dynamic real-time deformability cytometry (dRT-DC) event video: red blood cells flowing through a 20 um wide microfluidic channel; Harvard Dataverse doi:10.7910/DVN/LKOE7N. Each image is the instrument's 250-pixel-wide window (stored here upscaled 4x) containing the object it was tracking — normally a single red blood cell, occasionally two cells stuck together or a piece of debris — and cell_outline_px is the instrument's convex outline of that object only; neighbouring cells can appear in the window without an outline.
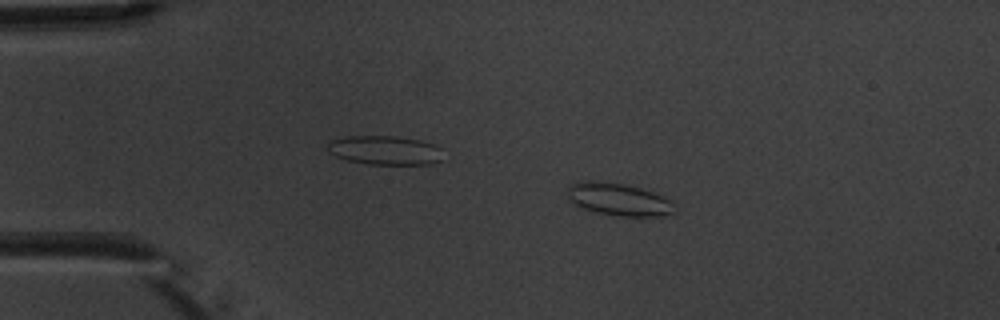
{"species": "common noctule bat (a hibernating species)", "species_latin": "Nyctalus noctula", "temperature_condition": "warm", "stored_images_in_passage": 4, "camera_frame_rate_fps": 3000, "um_per_image_px": 0.085, "animal": {"sex": "male", "body_mass_g": 20.1, "forearm_length_mm": 53.5}, "frame": {"image": 1, "passage_image": 3, "time_ms": 2.333, "image_size_px": [1000, 320], "cell_outline_px": [[676, 212], [672, 216], [616, 216], [596, 212], [580, 208], [572, 204], [568, 200], [568, 188], [572, 184], [580, 180], [592, 180], [624, 184], [640, 188], [664, 196], [676, 204]], "centroid_in_image_um": [52.61, 16.96], "position_along_channel_um": 32.4, "area_um2": 20.81}}